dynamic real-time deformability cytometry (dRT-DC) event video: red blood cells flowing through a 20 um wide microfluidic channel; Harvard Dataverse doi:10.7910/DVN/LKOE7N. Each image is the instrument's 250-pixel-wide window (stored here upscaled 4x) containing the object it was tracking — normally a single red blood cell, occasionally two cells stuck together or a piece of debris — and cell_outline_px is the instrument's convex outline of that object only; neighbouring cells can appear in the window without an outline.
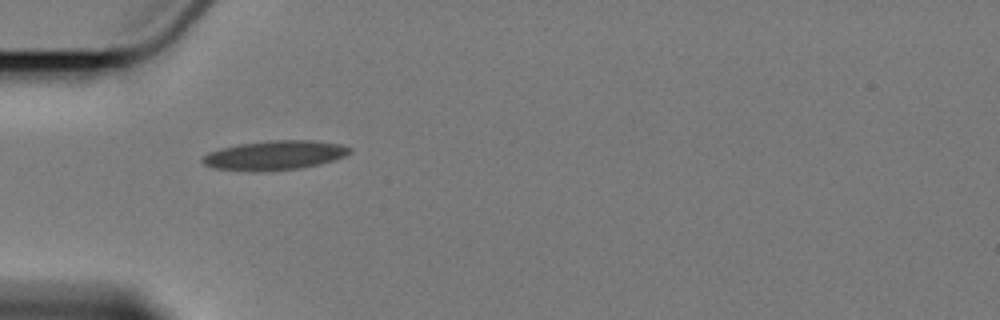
{"species": "Egyptian fruit bat (a non-hibernating species)", "species_latin": "Rousettus aegyptiacus", "temperature_condition": "cold", "stored_images_in_passage": 1, "camera_frame_rate_fps": 3000, "um_per_image_px": 0.085, "animal": {"sex": "female"}, "frame": {"image": 1, "passage_image": 1, "time_ms": 0.0, "image_size_px": [1000, 320], "cell_outline_px": [[352, 152], [336, 160], [320, 164], [300, 168], [216, 168], [204, 164], [200, 160], [200, 156], [208, 152], [220, 148], [236, 144], [268, 140], [312, 140], [340, 144], [352, 148]], "centroid_in_image_um": [23.4, 13.13], "position_along_channel_um": 61.6, "area_um2": 24.28}}